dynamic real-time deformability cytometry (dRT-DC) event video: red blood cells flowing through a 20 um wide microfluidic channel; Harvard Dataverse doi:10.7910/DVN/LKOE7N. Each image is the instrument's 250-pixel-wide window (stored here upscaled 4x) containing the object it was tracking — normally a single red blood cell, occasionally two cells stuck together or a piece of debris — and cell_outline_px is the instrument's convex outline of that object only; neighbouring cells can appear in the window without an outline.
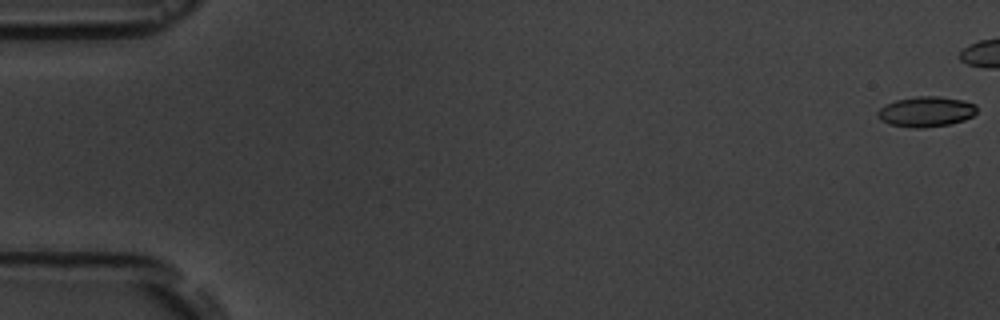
{"species": "common noctule bat (a hibernating species)", "species_latin": "Nyctalus noctula", "temperature_condition": "room temperature", "stored_images_in_passage": 8, "camera_frame_rate_fps": 3000, "um_per_image_px": 0.085, "animal": {"sex": "male", "body_mass_g": 19.5, "forearm_length_mm": 54.6}, "frame": {"image": 1, "passage_image": 1, "time_ms": 0.0, "image_size_px": [1000, 320], "cell_outline_px": [[976, 112], [972, 116], [964, 120], [948, 124], [920, 128], [912, 128], [888, 124], [880, 120], [876, 116], [876, 112], [884, 104], [896, 100], [916, 96], [940, 96], [964, 100], [976, 104]], "centroid_in_image_um": [78.68, 9.48], "position_along_channel_um": 6.3, "area_um2": 17.69}}
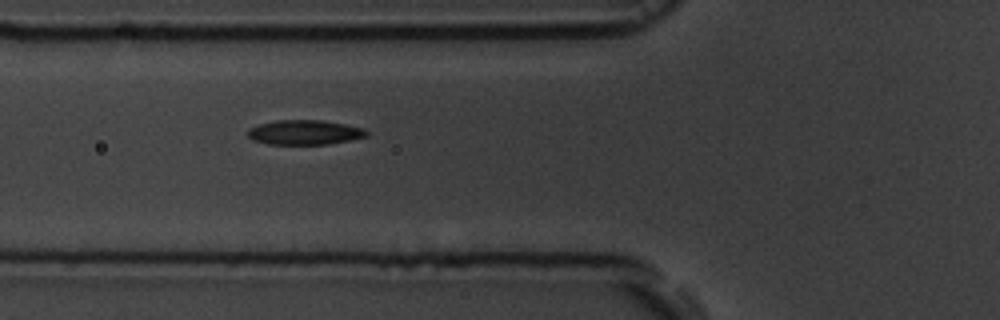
{"frame": {"image": 2, "passage_image": 8, "time_ms": 8.0, "image_size_px": [1000, 320], "cell_outline_px": [[368, 136], [328, 144], [268, 144], [252, 140], [248, 136], [248, 128], [260, 124], [276, 120], [320, 120], [344, 124], [364, 128], [368, 132]], "centroid_in_image_um": [25.87, 11.25], "position_along_channel_um": 99.9, "area_um2": 16.99}}